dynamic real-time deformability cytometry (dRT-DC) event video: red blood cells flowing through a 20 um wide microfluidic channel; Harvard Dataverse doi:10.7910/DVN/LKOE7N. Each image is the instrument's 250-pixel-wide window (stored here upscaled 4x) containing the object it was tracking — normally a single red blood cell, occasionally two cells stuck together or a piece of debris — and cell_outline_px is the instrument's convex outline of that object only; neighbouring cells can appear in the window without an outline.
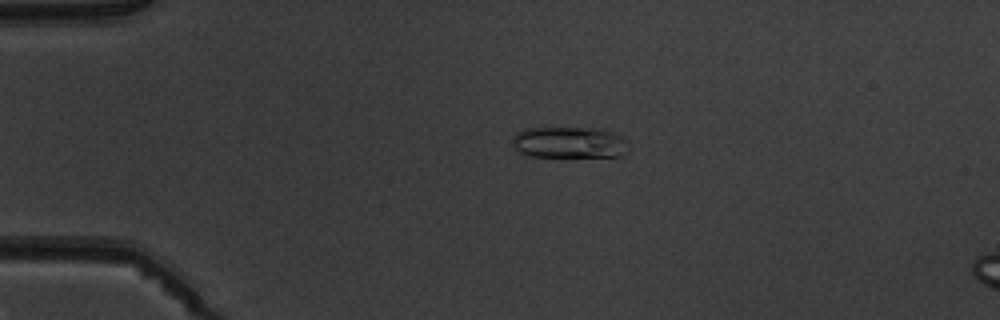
{"species": "common noctule bat (a hibernating species)", "species_latin": "Nyctalus noctula", "temperature_condition": "warm", "stored_images_in_passage": 5, "camera_frame_rate_fps": 3000, "um_per_image_px": 0.085, "animal": {"sex": "male", "body_mass_g": 19.5, "forearm_length_mm": 54.6}, "frame": {"image": 1, "passage_image": 3, "time_ms": 2.333, "image_size_px": [1000, 320], "cell_outline_px": [[624, 152], [620, 156], [528, 156], [516, 152], [512, 148], [512, 136], [516, 132], [524, 128], [604, 128], [620, 136], [624, 140]], "centroid_in_image_um": [48.25, 12.1], "position_along_channel_um": 36.8, "area_um2": 21.21}}